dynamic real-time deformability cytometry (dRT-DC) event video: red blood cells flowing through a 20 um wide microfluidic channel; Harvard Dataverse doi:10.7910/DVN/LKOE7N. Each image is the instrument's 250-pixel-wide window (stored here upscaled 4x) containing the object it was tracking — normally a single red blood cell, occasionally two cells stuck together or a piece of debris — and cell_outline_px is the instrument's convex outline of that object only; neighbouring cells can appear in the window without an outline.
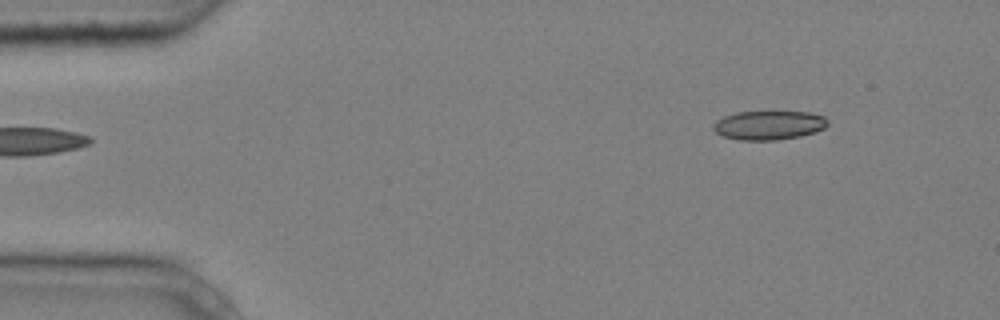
{"species": "common noctule bat (a hibernating species)", "species_latin": "Nyctalus noctula", "temperature_condition": "cold", "stored_images_in_passage": 3, "segment_of_instrument_passage": [2, 2], "camera_frame_rate_fps": 3000, "um_per_image_px": 0.085, "animal": {"sex": "male", "body_mass_g": 20.4}, "frame": {"image": 1, "passage_image": 3, "time_ms": 0.667, "image_size_px": [1000, 320], "cell_outline_px": [[828, 124], [824, 128], [816, 132], [800, 136], [776, 140], [740, 140], [724, 136], [716, 132], [712, 128], [712, 124], [716, 120], [724, 116], [736, 112], [808, 112], [824, 116], [828, 120]], "centroid_in_image_um": [65.35, 10.64], "position_along_channel_um": 19.7, "area_um2": 19.36}}